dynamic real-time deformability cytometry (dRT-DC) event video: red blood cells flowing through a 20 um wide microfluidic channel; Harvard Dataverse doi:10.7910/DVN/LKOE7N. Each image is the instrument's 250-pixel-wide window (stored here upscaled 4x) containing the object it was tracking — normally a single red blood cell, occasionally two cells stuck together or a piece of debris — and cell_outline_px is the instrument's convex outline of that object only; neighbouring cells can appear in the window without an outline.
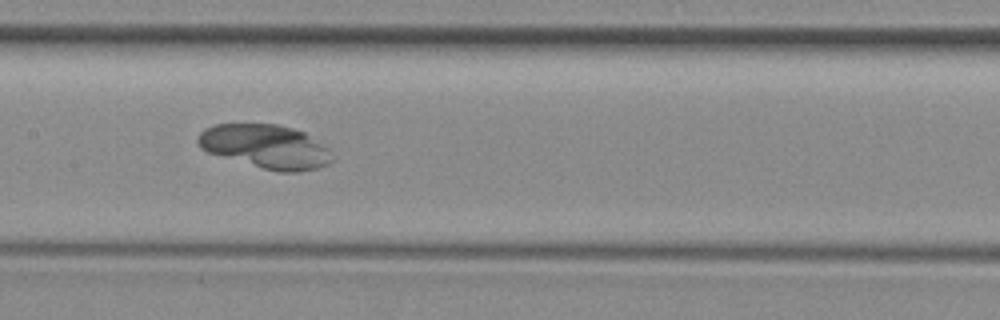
{"species": "common noctule bat (a hibernating species)", "species_latin": "Nyctalus noctula", "temperature_condition": "room temperature", "stored_images_in_passage": 35, "camera_frame_rate_fps": 3000, "um_per_image_px": 0.085, "animal": {"sex": "female", "body_mass_g": 29.2, "forearm_length_mm": 56.3}, "frame": {"image": 1, "passage_image": 11, "time_ms": 3.333, "image_size_px": [1000, 320], "cell_outline_px": [[336, 160], [328, 164], [316, 168], [300, 172], [280, 172], [264, 168], [208, 152], [200, 148], [196, 140], [200, 132], [204, 128], [216, 124], [276, 124], [292, 128], [304, 132], [328, 148]], "centroid_in_image_um": [22.6, 12.45], "position_along_channel_um": 184.8, "area_um2": 34.1}}